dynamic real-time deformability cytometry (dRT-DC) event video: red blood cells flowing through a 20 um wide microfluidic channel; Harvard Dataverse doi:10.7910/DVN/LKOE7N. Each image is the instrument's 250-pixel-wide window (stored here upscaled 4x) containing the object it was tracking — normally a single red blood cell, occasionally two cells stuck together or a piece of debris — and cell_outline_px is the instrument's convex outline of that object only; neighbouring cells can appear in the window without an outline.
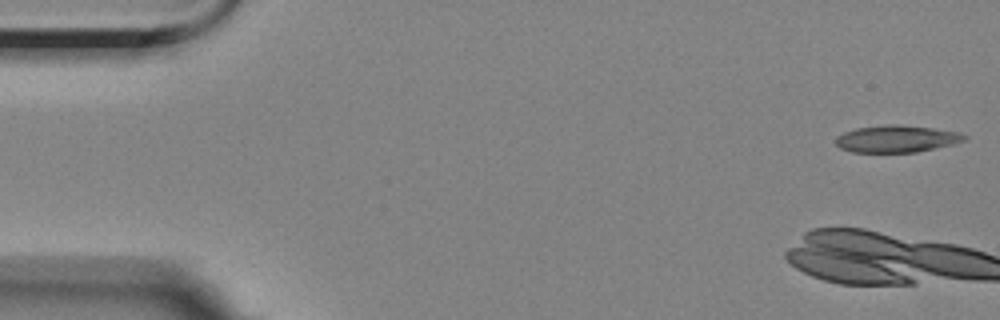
{"species": "Egyptian fruit bat (a non-hibernating species)", "species_latin": "Rousettus aegyptiacus", "temperature_condition": "room temperature", "stored_images_in_passage": 13, "camera_frame_rate_fps": 3000, "um_per_image_px": 0.085, "animal": {"sex": "female"}, "frame": {"image": 1, "passage_image": 1, "time_ms": 0.0, "image_size_px": [1000, 320], "cell_outline_px": [[968, 136], [964, 140], [952, 144], [916, 152], [852, 152], [840, 148], [836, 144], [836, 136], [844, 132], [856, 128], [892, 124], [932, 128], [960, 132]], "centroid_in_image_um": [76.19, 11.8], "position_along_channel_um": 8.8, "area_um2": 20.06}}